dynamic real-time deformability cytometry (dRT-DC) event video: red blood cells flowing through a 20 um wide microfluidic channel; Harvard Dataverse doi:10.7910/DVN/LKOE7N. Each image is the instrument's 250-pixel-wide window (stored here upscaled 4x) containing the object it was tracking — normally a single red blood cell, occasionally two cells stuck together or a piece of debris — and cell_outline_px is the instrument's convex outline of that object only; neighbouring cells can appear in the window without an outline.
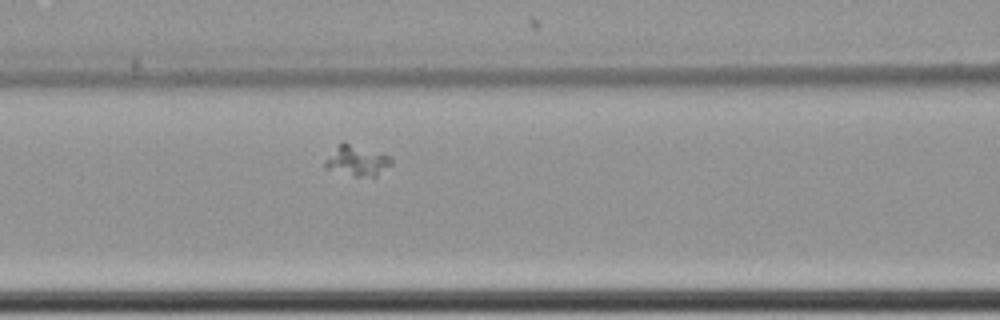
{"species": "common noctule bat (a hibernating species)", "species_latin": "Nyctalus noctula", "temperature_condition": "cold", "stored_images_in_passage": 47, "segment_of_instrument_passage": [2, 3], "camera_frame_rate_fps": 3000, "um_per_image_px": 0.085, "animal": {"sex": "female", "body_mass_g": 22.7, "forearm_length_mm": 54.2}, "frame": {"image": 1, "passage_image": 16, "time_ms": 5.0, "image_size_px": [1000, 320], "cell_outline_px": [[392, 164], [376, 176], [356, 176], [324, 168], [324, 164], [340, 144], [344, 140], [388, 156], [392, 160]], "centroid_in_image_um": [30.37, 13.65], "position_along_channel_um": 136.2, "area_um2": 11.33}}
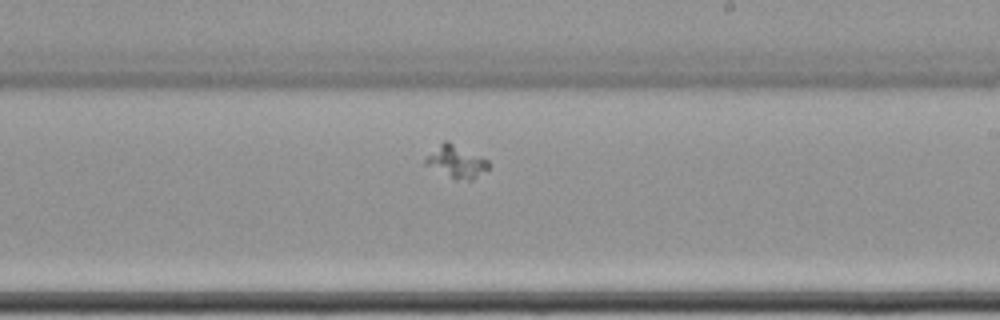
{"frame": {"image": 2, "passage_image": 26, "time_ms": 8.333, "image_size_px": [1000, 320], "cell_outline_px": [[492, 164], [488, 168], [472, 180], [468, 180], [452, 176], [424, 164], [424, 160], [444, 140], [448, 140], [488, 160]], "centroid_in_image_um": [38.83, 13.7], "position_along_channel_um": 250.2, "area_um2": 11.33}}
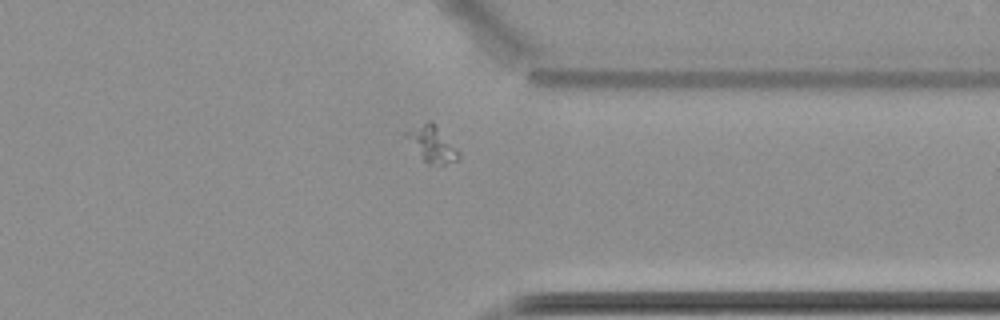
{"frame": {"image": 3, "passage_image": 37, "time_ms": 12.0, "image_size_px": [1000, 320], "cell_outline_px": [[460, 156], [456, 160], [444, 164], [428, 164], [420, 156], [400, 132], [428, 120], [432, 120], [460, 152]], "centroid_in_image_um": [36.66, 12.19], "position_along_channel_um": 374.7, "area_um2": 11.16}}